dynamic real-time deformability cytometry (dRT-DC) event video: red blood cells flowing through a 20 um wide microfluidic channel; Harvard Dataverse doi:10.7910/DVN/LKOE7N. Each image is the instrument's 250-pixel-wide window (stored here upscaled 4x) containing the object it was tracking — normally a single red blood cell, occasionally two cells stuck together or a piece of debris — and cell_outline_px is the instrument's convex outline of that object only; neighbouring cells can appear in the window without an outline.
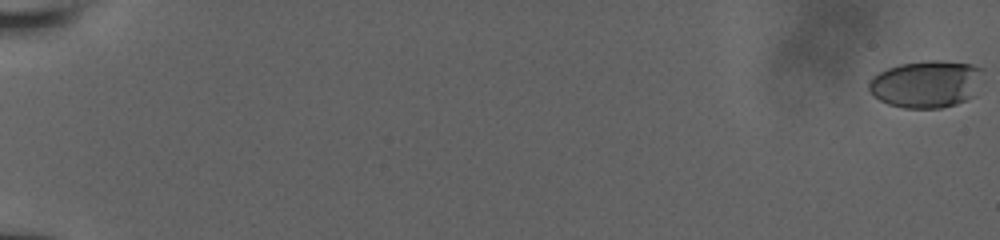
{"species": "human", "species_latin": "Homo sapiens", "temperature_condition": "room temperature", "stored_images_in_passage": 50, "camera_frame_rate_fps": 3000, "um_per_image_px": 0.085, "donor": {"sex": "male"}, "frame": {"image": 1, "passage_image": 1, "time_ms": 0.0, "image_size_px": [1000, 240], "cell_outline_px": [[984, 68], [976, 96], [956, 104], [940, 108], [904, 108], [888, 104], [880, 100], [868, 88], [868, 84], [872, 76], [888, 68], [900, 64], [924, 60], [944, 60], [972, 64]], "centroid_in_image_um": [78.79, 7.13], "position_along_channel_um": 6.2, "area_um2": 31.79}}
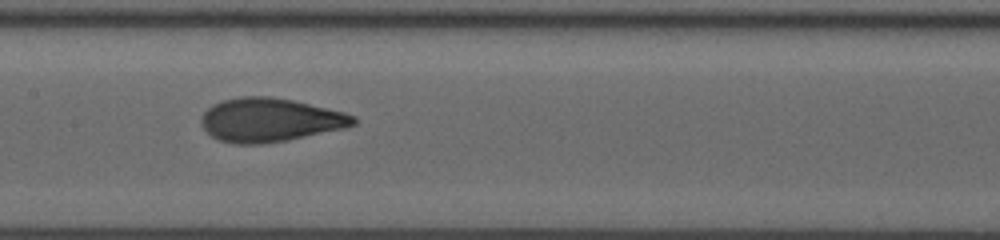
{"frame": {"image": 2, "passage_image": 27, "time_ms": 10.333, "image_size_px": [1000, 240], "cell_outline_px": [[356, 124], [344, 128], [288, 140], [260, 144], [236, 144], [220, 140], [212, 136], [200, 124], [200, 116], [212, 104], [224, 100], [240, 96], [268, 96], [292, 100], [344, 112], [356, 116]], "centroid_in_image_um": [22.93, 10.19], "position_along_channel_um": 184.5, "area_um2": 38.67}}
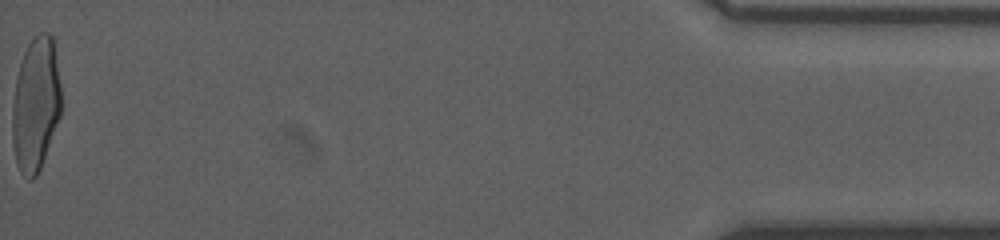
{"frame": {"image": 3, "passage_image": 50, "time_ms": 18.667, "image_size_px": [1000, 240], "cell_outline_px": [[60, 116], [40, 168], [36, 176], [32, 180], [28, 180], [20, 172], [16, 164], [12, 144], [12, 108], [16, 76], [24, 52], [28, 44], [40, 32], [48, 32], [52, 36], [60, 84]], "centroid_in_image_um": [3.01, 8.9], "position_along_channel_um": 432.2, "area_um2": 37.97}}